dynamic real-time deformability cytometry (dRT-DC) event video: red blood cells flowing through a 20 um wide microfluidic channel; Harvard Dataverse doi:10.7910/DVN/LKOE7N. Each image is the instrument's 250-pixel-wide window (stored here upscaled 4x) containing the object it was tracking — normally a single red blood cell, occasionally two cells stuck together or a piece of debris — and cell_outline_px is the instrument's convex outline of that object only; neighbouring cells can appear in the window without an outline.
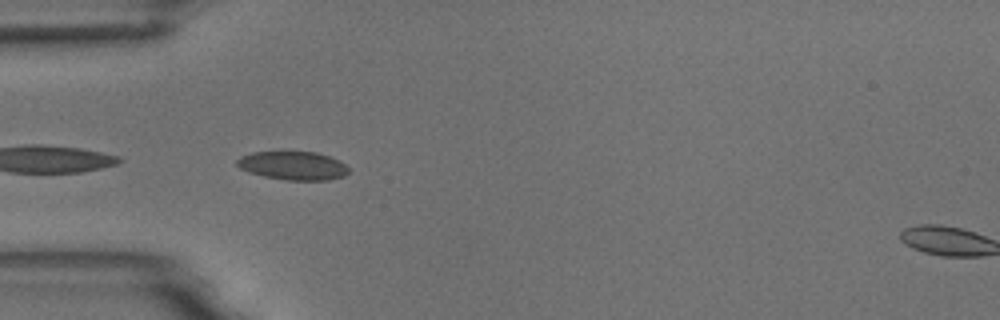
{"species": "common noctule bat (a hibernating species)", "species_latin": "Nyctalus noctula", "temperature_condition": "room temperature", "stored_images_in_passage": 7, "camera_frame_rate_fps": 3000, "um_per_image_px": 0.085, "animal": {"sex": "male", "body_mass_g": 18.8}, "frame": {"image": 1, "passage_image": 1, "time_ms": 0.0, "image_size_px": [1000, 320], "cell_outline_px": [[348, 172], [344, 176], [328, 180], [288, 180], [264, 176], [248, 172], [240, 168], [236, 164], [236, 160], [240, 156], [252, 152], [316, 152], [340, 160], [348, 168]], "centroid_in_image_um": [24.89, 14.08], "position_along_channel_um": 60.1, "area_um2": 18.5}}